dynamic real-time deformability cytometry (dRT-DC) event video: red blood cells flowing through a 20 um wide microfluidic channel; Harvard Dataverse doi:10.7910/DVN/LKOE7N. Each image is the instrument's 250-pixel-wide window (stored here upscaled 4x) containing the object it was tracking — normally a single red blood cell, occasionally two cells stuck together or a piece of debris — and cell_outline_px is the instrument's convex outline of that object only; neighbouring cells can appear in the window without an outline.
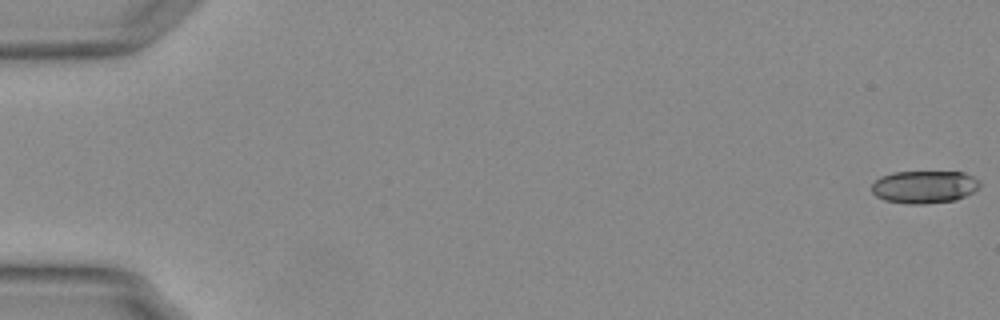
{"species": "Egyptian fruit bat (a non-hibernating species)", "species_latin": "Rousettus aegyptiacus", "temperature_condition": "warm", "stored_images_in_passage": 19, "camera_frame_rate_fps": 3000, "um_per_image_px": 0.085, "animal": {"sex": "female"}, "frame": {"image": 1, "passage_image": 1, "time_ms": 0.0, "image_size_px": [1000, 320], "cell_outline_px": [[980, 184], [972, 192], [956, 200], [924, 204], [908, 204], [884, 200], [876, 196], [872, 192], [872, 184], [880, 176], [896, 172], [964, 172], [980, 180]], "centroid_in_image_um": [78.55, 15.89], "position_along_channel_um": 6.4, "area_um2": 20.52}}
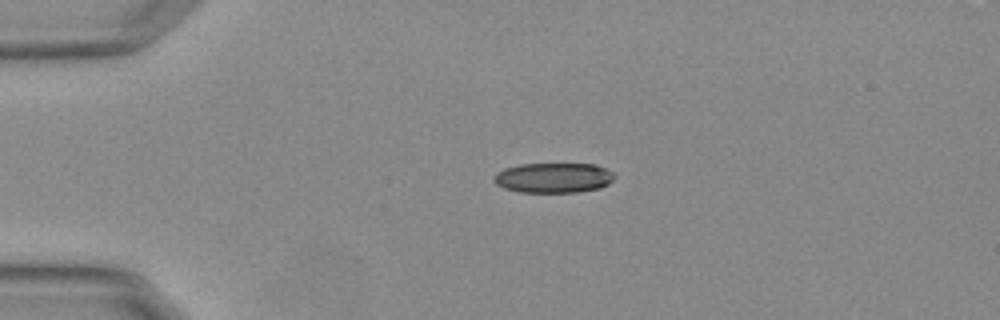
{"frame": {"image": 2, "passage_image": 13, "time_ms": 4.0, "image_size_px": [1000, 320], "cell_outline_px": [[616, 176], [608, 184], [600, 188], [576, 192], [520, 192], [504, 188], [496, 184], [492, 180], [496, 172], [504, 168], [520, 164], [596, 164], [612, 172]], "centroid_in_image_um": [47.02, 15.11], "position_along_channel_um": 38.0, "area_um2": 21.15}}